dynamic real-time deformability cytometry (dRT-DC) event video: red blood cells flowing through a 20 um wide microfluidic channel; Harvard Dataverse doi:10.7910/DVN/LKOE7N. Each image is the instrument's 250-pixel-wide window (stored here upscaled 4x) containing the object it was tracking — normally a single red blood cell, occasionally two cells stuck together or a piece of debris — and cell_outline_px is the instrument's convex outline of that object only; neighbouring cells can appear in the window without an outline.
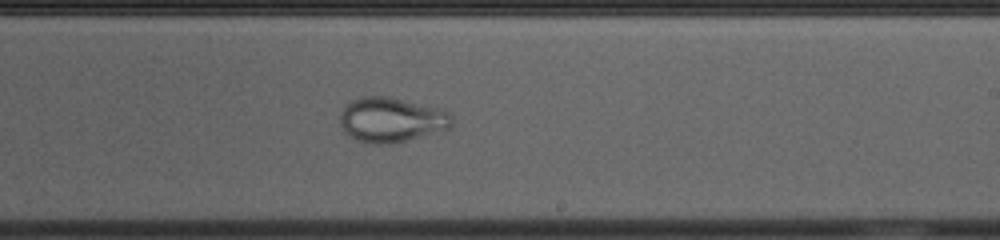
{"species": "common noctule bat (a hibernating species)", "species_latin": "Nyctalus noctula", "temperature_condition": "cold", "stored_images_in_passage": 53, "camera_frame_rate_fps": 3000, "um_per_image_px": 0.085, "animal": {"sex": "female", "body_mass_g": 23.0, "forearm_length_mm": 53.4}, "frame": {"image": 1, "passage_image": 31, "time_ms": 10.0, "image_size_px": [1000, 240], "cell_outline_px": [[452, 128], [396, 144], [372, 144], [356, 140], [344, 132], [340, 124], [340, 112], [352, 100], [364, 96], [388, 96], [440, 108], [448, 112], [452, 116]], "centroid_in_image_um": [33.28, 10.2], "position_along_channel_um": 255.7, "area_um2": 29.59}}
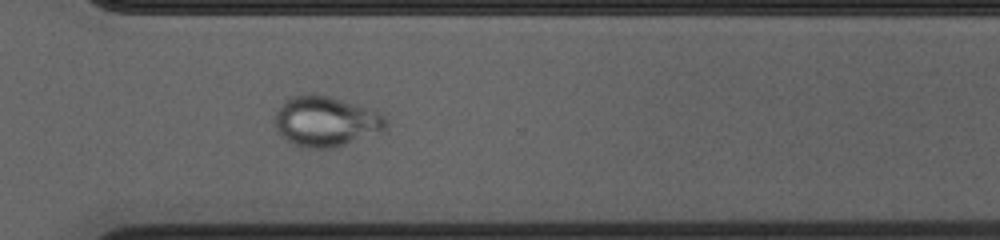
{"frame": {"image": 2, "passage_image": 38, "time_ms": 12.333, "image_size_px": [1000, 240], "cell_outline_px": [[388, 124], [384, 128], [344, 144], [332, 148], [304, 148], [292, 144], [284, 140], [276, 132], [272, 124], [272, 120], [276, 112], [284, 100], [288, 96], [304, 92], [308, 92], [332, 96], [376, 108], [388, 120]], "centroid_in_image_um": [27.61, 10.26], "position_along_channel_um": 343.0, "area_um2": 33.52}}